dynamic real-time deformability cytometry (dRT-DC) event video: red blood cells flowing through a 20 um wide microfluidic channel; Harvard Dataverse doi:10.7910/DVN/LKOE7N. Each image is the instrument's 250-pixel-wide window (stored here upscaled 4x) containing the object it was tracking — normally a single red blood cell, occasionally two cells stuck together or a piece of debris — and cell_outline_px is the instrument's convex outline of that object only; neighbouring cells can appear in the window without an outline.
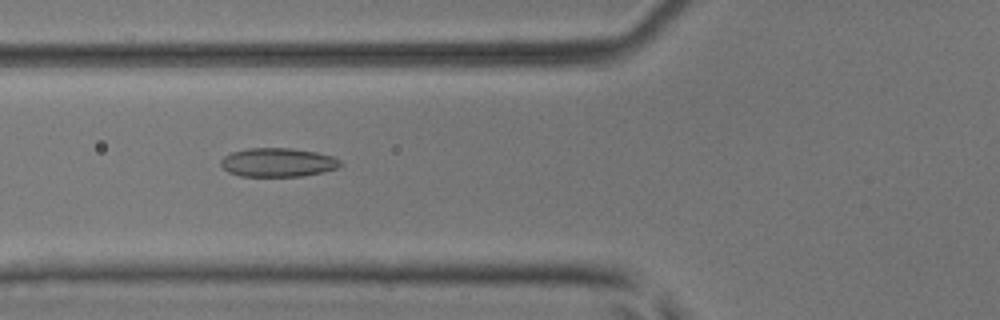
{"species": "common noctule bat (a hibernating species)", "species_latin": "Nyctalus noctula", "temperature_condition": "room temperature", "stored_images_in_passage": 7, "camera_frame_rate_fps": 3000, "um_per_image_px": 0.085, "animal": {"sex": "male", "body_mass_g": 17.9, "forearm_length_mm": 54.2}, "frame": {"image": 1, "passage_image": 5, "time_ms": 1.333, "image_size_px": [1000, 320], "cell_outline_px": [[340, 164], [336, 168], [324, 172], [300, 176], [240, 176], [228, 172], [220, 164], [220, 160], [224, 156], [232, 152], [248, 148], [292, 148], [316, 152], [332, 156], [340, 160]], "centroid_in_image_um": [23.59, 13.8], "position_along_channel_um": 102.2, "area_um2": 20.0}}
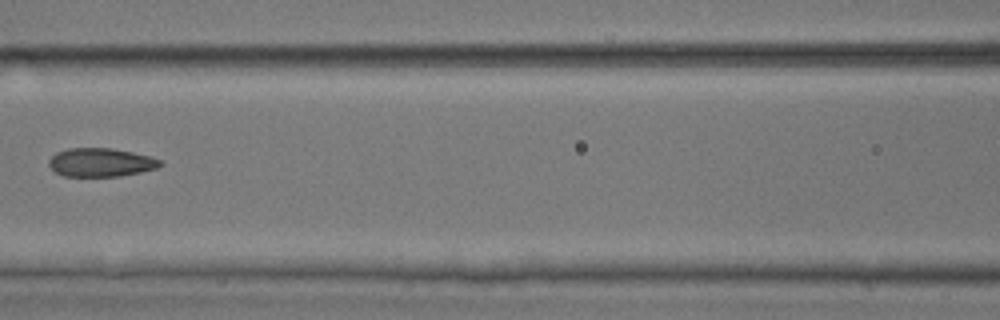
{"frame": {"image": 2, "passage_image": 6, "time_ms": 1.667, "image_size_px": [1000, 320], "cell_outline_px": [[164, 164], [156, 168], [140, 172], [120, 176], [64, 176], [56, 172], [48, 164], [48, 160], [56, 152], [68, 148], [112, 148], [152, 156], [160, 160]], "centroid_in_image_um": [8.58, 13.79], "position_along_channel_um": 158.0, "area_um2": 18.55}}
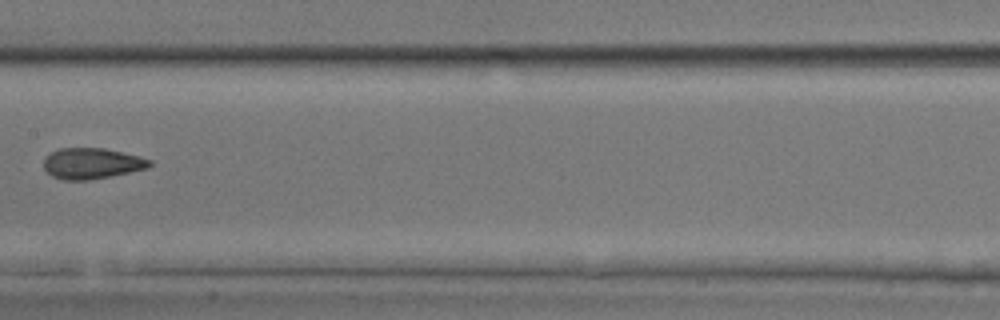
{"frame": {"image": 3, "passage_image": 7, "time_ms": 2.0, "image_size_px": [1000, 320], "cell_outline_px": [[152, 164], [148, 168], [112, 176], [88, 180], [64, 180], [52, 176], [44, 168], [44, 160], [52, 152], [60, 148], [104, 148], [140, 156], [152, 160]], "centroid_in_image_um": [7.84, 13.89], "position_along_channel_um": 199.6, "area_um2": 19.02}}